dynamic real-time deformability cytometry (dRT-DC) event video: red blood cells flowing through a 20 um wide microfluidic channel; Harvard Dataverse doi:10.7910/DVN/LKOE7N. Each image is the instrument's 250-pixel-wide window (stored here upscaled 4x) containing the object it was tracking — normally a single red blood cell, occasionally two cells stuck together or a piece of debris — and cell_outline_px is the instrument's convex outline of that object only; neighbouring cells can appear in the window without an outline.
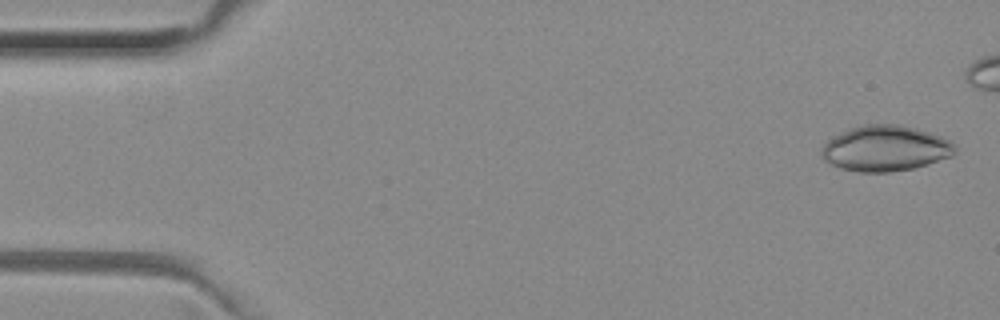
{"species": "common noctule bat (a hibernating species)", "species_latin": "Nyctalus noctula", "temperature_condition": "room temperature", "stored_images_in_passage": 42, "camera_frame_rate_fps": 3000, "um_per_image_px": 0.085, "animal": {"sex": "female", "body_mass_g": 29.2, "forearm_length_mm": 56.3}, "frame": {"image": 1, "passage_image": 2, "time_ms": 0.333, "image_size_px": [1000, 320], "cell_outline_px": [[956, 152], [952, 156], [928, 164], [912, 168], [892, 172], [856, 172], [840, 168], [824, 160], [820, 156], [820, 152], [824, 144], [832, 136], [848, 128], [864, 124], [900, 124], [916, 128], [940, 136], [956, 144]], "centroid_in_image_um": [75.23, 12.61], "position_along_channel_um": 9.8, "area_um2": 35.78}}
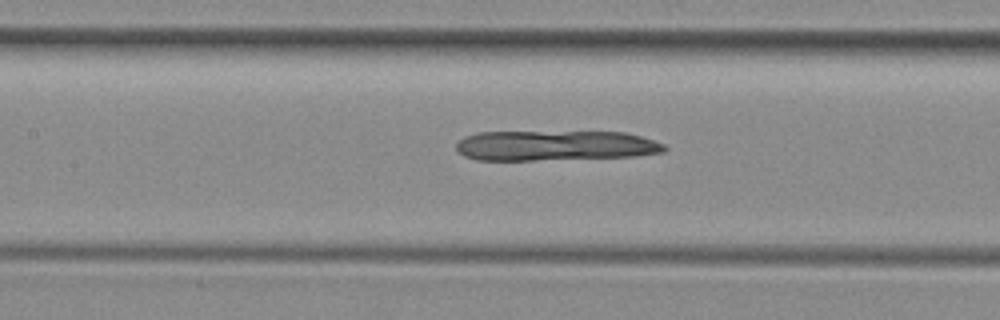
{"frame": {"image": 2, "passage_image": 23, "time_ms": 7.333, "image_size_px": [1000, 320], "cell_outline_px": [[668, 148], [664, 152], [636, 156], [532, 160], [476, 160], [464, 156], [456, 148], [456, 144], [464, 136], [480, 132], [624, 132], [640, 136], [664, 144]], "centroid_in_image_um": [47.18, 12.38], "position_along_channel_um": 160.2, "area_um2": 36.53}}
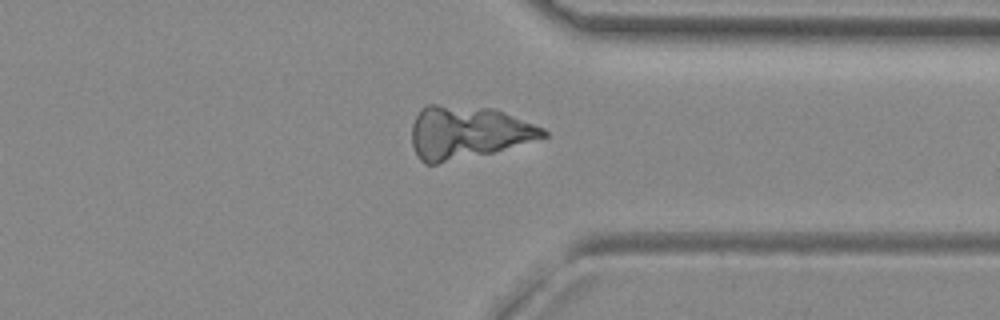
{"frame": {"image": 3, "passage_image": 39, "time_ms": 12.667, "image_size_px": [1000, 320], "cell_outline_px": [[548, 136], [492, 152], [436, 164], [424, 164], [420, 160], [412, 144], [412, 124], [416, 116], [428, 104], [436, 104], [492, 108], [504, 112], [544, 128], [548, 132]], "centroid_in_image_um": [39.74, 11.25], "position_along_channel_um": 371.7, "area_um2": 40.0}}